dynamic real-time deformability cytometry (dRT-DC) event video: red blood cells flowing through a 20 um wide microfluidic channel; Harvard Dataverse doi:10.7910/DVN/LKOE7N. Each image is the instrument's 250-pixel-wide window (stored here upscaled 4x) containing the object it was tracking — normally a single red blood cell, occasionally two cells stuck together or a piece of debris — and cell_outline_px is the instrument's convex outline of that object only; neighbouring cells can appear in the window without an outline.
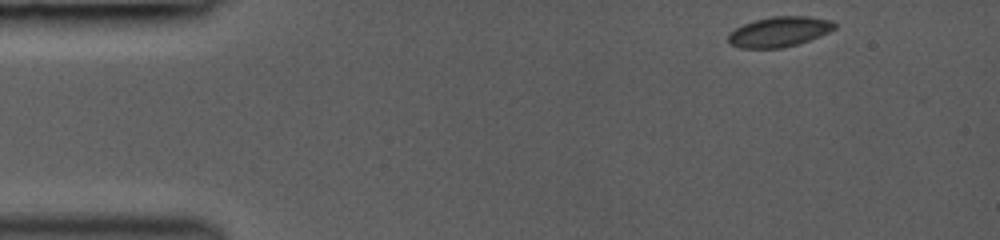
{"species": "common noctule bat (a hibernating species)", "species_latin": "Nyctalus noctula", "temperature_condition": "room temperature", "stored_images_in_passage": 5, "camera_frame_rate_fps": 3000, "um_per_image_px": 0.085, "animal": {"sex": "female", "body_mass_g": 19.0, "forearm_length_mm": 53.3}, "frame": {"image": 1, "passage_image": 1, "time_ms": 0.0, "image_size_px": [1000, 240], "cell_outline_px": [[836, 28], [828, 32], [808, 40], [796, 44], [780, 48], [740, 48], [728, 44], [728, 32], [744, 24], [756, 20], [772, 16], [808, 16], [832, 20], [836, 24]], "centroid_in_image_um": [66.21, 2.69], "position_along_channel_um": 18.8, "area_um2": 18.61}}
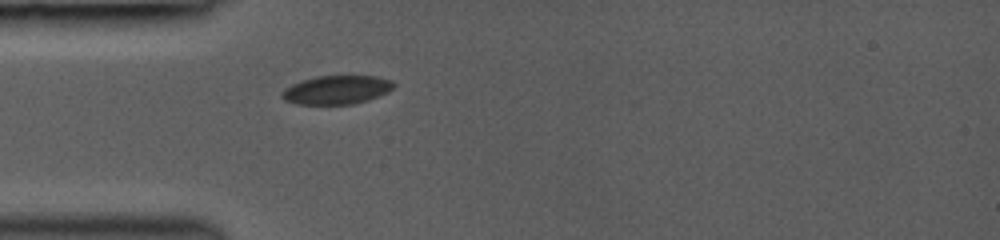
{"frame": {"image": 2, "passage_image": 5, "time_ms": 3.0, "image_size_px": [1000, 240], "cell_outline_px": [[396, 84], [388, 92], [368, 100], [352, 104], [296, 104], [284, 100], [280, 96], [280, 92], [284, 88], [292, 84], [316, 76], [376, 76], [392, 80]], "centroid_in_image_um": [28.6, 7.64], "position_along_channel_um": 56.4, "area_um2": 18.73}}